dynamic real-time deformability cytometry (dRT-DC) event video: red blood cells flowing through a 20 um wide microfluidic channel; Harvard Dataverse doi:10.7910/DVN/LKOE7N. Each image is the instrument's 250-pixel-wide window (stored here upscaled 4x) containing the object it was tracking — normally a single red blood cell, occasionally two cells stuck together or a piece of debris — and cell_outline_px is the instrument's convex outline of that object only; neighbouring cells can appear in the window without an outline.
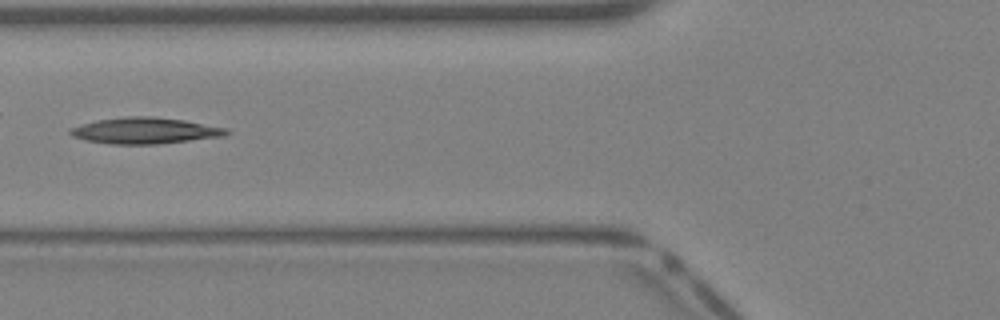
{"species": "Egyptian fruit bat (a non-hibernating species)", "species_latin": "Rousettus aegyptiacus", "temperature_condition": "warm", "stored_images_in_passage": 28, "camera_frame_rate_fps": 3000, "um_per_image_px": 0.085, "animal": {"sex": "female"}, "frame": {"image": 1, "passage_image": 5, "time_ms": 1.333, "image_size_px": [1000, 320], "cell_outline_px": [[232, 132], [224, 136], [156, 144], [112, 144], [84, 140], [72, 136], [68, 132], [68, 128], [96, 120], [124, 116], [152, 116], [184, 120], [228, 128]], "centroid_in_image_um": [12.31, 11.1], "position_along_channel_um": 113.5, "area_um2": 23.99}}